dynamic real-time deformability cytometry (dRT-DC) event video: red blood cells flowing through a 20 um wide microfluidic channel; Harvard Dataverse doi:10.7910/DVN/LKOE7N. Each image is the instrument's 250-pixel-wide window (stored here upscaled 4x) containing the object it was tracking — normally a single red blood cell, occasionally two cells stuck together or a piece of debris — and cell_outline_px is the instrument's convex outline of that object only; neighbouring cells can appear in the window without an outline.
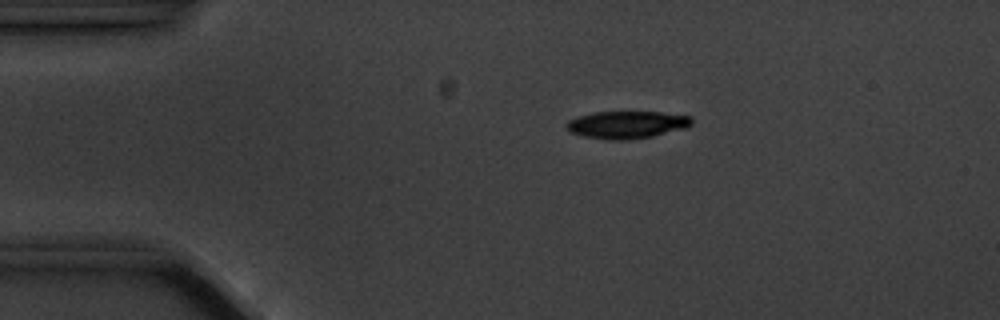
{"species": "common noctule bat (a hibernating species)", "species_latin": "Nyctalus noctula", "temperature_condition": "cold", "stored_images_in_passage": 7, "camera_frame_rate_fps": 3000, "um_per_image_px": 0.085, "animal": {"sex": "male", "body_mass_g": 20.1, "forearm_length_mm": 53.5}, "frame": {"image": 1, "passage_image": 4, "time_ms": 3.333, "image_size_px": [1000, 320], "cell_outline_px": [[692, 124], [688, 128], [652, 136], [624, 140], [612, 140], [584, 136], [572, 132], [564, 128], [564, 124], [568, 120], [576, 116], [596, 112], [660, 112], [692, 116]], "centroid_in_image_um": [53.28, 10.59], "position_along_channel_um": 31.7, "area_um2": 20.11}}